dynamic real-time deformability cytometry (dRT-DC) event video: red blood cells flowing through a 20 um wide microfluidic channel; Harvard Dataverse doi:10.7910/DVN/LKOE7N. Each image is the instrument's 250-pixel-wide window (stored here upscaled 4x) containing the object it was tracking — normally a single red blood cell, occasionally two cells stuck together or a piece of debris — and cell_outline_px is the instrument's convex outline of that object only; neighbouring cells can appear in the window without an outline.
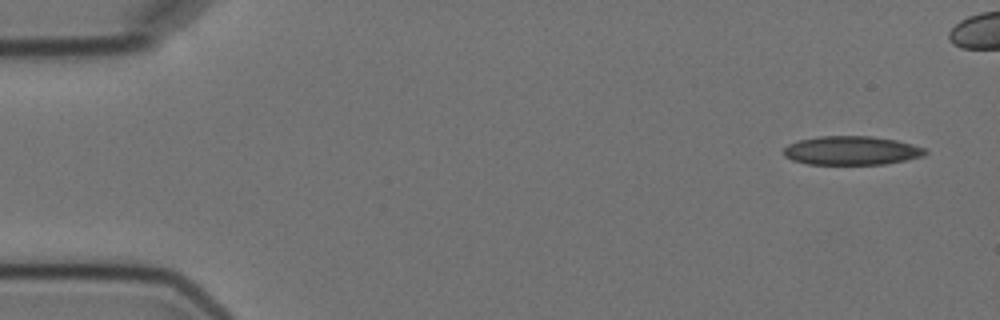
{"species": "Egyptian fruit bat (a non-hibernating species)", "species_latin": "Rousettus aegyptiacus", "temperature_condition": "cold", "stored_images_in_passage": 7, "camera_frame_rate_fps": 3000, "um_per_image_px": 0.085, "animal": {"sex": "female"}, "frame": {"image": 1, "passage_image": 1, "time_ms": 0.0, "image_size_px": [1000, 320], "cell_outline_px": [[928, 152], [924, 156], [884, 164], [808, 164], [792, 160], [784, 156], [784, 148], [788, 144], [800, 140], [820, 136], [872, 136], [896, 140], [912, 144], [924, 148]], "centroid_in_image_um": [72.38, 12.79], "position_along_channel_um": 12.6, "area_um2": 23.7}}
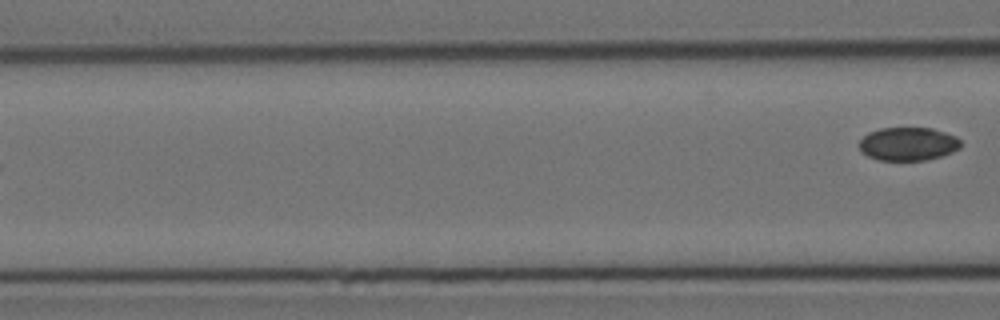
{"frame": {"image": 2, "passage_image": 7, "time_ms": 7.667, "image_size_px": [1000, 320], "cell_outline_px": [[960, 148], [952, 152], [928, 160], [876, 160], [860, 152], [860, 140], [868, 132], [880, 128], [932, 128], [956, 136], [960, 140]], "centroid_in_image_um": [77.17, 12.23], "position_along_channel_um": 89.4, "area_um2": 19.77}}